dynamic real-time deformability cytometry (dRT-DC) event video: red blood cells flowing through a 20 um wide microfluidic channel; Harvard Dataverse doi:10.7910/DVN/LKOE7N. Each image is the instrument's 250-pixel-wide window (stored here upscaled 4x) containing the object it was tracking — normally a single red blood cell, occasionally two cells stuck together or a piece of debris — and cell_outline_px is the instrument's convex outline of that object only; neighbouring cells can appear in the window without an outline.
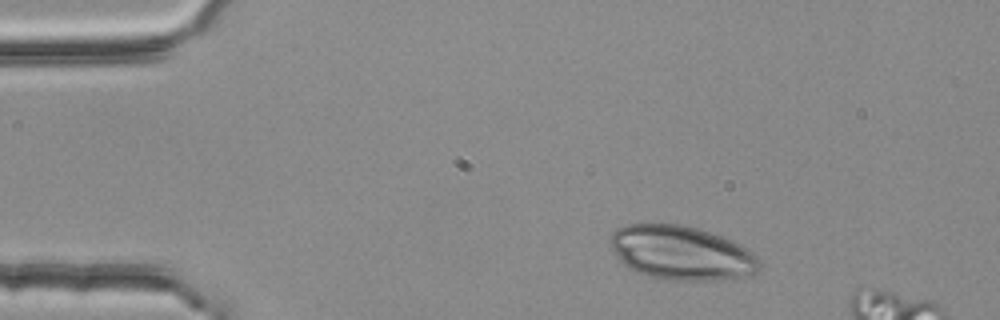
{"species": "common noctule bat (a hibernating species)", "species_latin": "Nyctalus noctula", "temperature_condition": "room temperature", "stored_images_in_passage": 3, "camera_frame_rate_fps": 3000, "um_per_image_px": 0.085, "animal": {"sex": "female", "body_mass_g": 25.1}, "frame": {"image": 1, "passage_image": 1, "time_ms": 0.0, "image_size_px": [1000, 320], "cell_outline_px": [[760, 268], [756, 272], [748, 276], [724, 280], [664, 280], [648, 276], [624, 264], [620, 260], [612, 248], [608, 240], [612, 232], [616, 228], [628, 224], [680, 224], [696, 228], [724, 236], [748, 248], [760, 260]], "centroid_in_image_um": [57.95, 21.49], "position_along_channel_um": 27.1, "area_um2": 47.22}}